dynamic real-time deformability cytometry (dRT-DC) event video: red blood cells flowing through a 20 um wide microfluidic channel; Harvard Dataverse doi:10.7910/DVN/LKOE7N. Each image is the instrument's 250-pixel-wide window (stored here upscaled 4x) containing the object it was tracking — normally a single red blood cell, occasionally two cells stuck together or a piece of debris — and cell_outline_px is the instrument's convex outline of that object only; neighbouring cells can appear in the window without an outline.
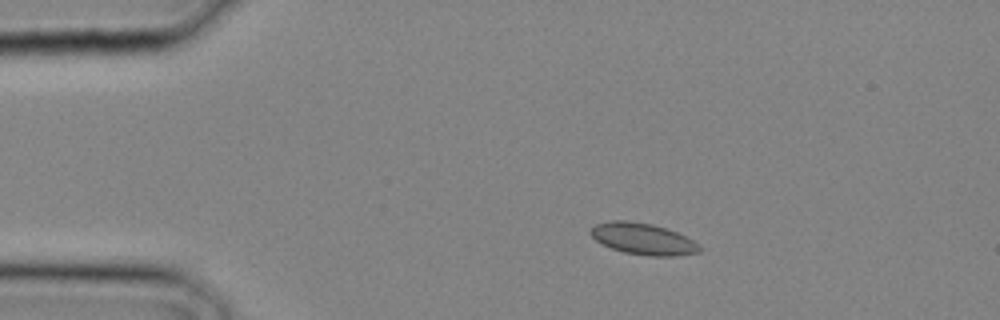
{"species": "common noctule bat (a hibernating species)", "species_latin": "Nyctalus noctula", "temperature_condition": "cold", "stored_images_in_passage": 19, "camera_frame_rate_fps": 3000, "um_per_image_px": 0.085, "animal": {"sex": "male", "body_mass_g": 20.4}, "frame": {"image": 1, "passage_image": 6, "time_ms": 1.667, "image_size_px": [1000, 320], "cell_outline_px": [[704, 248], [700, 252], [676, 256], [648, 256], [624, 252], [612, 248], [596, 240], [588, 232], [596, 224], [608, 220], [628, 220], [652, 224], [676, 232], [692, 240]], "centroid_in_image_um": [54.66, 20.3], "position_along_channel_um": 30.3, "area_um2": 19.94}}
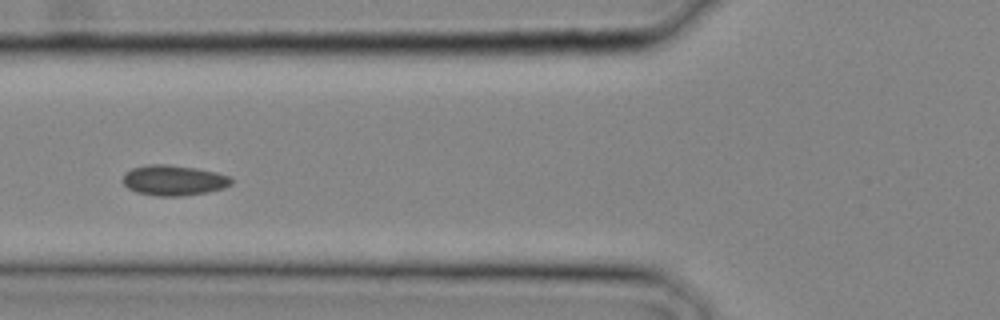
{"frame": {"image": 2, "passage_image": 12, "time_ms": 3.667, "image_size_px": [1000, 320], "cell_outline_px": [[232, 184], [224, 188], [208, 192], [180, 196], [156, 196], [136, 192], [128, 188], [124, 184], [124, 172], [132, 168], [148, 164], [168, 164], [196, 168], [216, 172], [232, 176]], "centroid_in_image_um": [14.78, 15.32], "position_along_channel_um": 111.0, "area_um2": 19.36}}
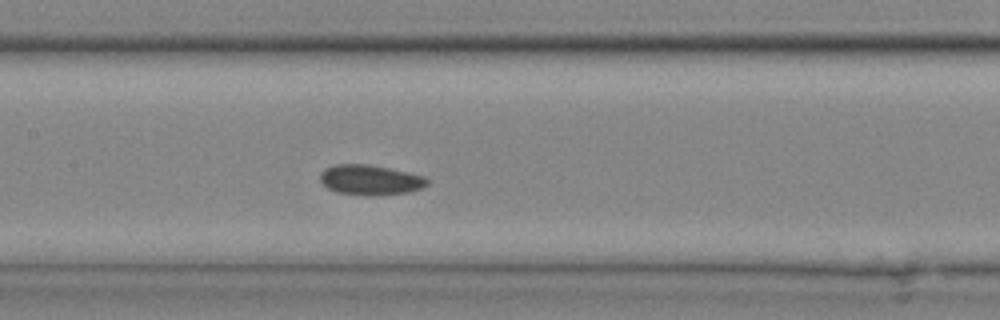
{"frame": {"image": 3, "passage_image": 15, "time_ms": 4.667, "image_size_px": [1000, 320], "cell_outline_px": [[428, 184], [420, 188], [408, 192], [372, 196], [336, 192], [328, 188], [320, 180], [320, 172], [324, 168], [336, 164], [368, 164], [408, 172], [424, 176], [428, 180]], "centroid_in_image_um": [31.45, 15.29], "position_along_channel_um": 176.0, "area_um2": 18.73}}